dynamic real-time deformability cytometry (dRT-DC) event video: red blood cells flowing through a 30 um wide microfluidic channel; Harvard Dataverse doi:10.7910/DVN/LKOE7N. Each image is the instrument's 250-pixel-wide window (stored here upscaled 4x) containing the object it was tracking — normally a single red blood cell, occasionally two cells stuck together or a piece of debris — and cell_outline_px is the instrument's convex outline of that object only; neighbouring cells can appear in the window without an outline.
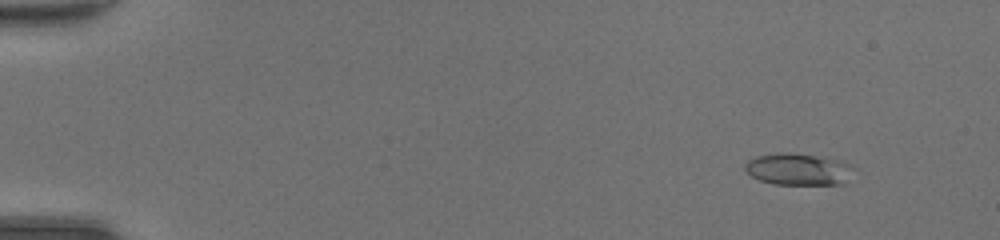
{"species": "common noctule bat (a hibernating species)", "species_latin": "Nyctalus noctula", "temperature_condition": "room temperature", "stored_images_in_passage": 48, "camera_frame_rate_fps": 3000, "um_per_image_px": 0.085, "animal": {"sex": "female", "body_mass_g": 20.0, "forearm_length_mm": 54.0}, "frame": {"image": 1, "passage_image": 5, "time_ms": 1.333, "image_size_px": [1000, 240], "cell_outline_px": [[856, 168], [844, 184], [772, 184], [760, 180], [752, 176], [744, 168], [744, 164], [748, 160], [756, 156], [780, 152], [788, 152], [844, 160], [852, 164]], "centroid_in_image_um": [67.9, 14.38], "position_along_channel_um": 17.1, "area_um2": 20.4}}
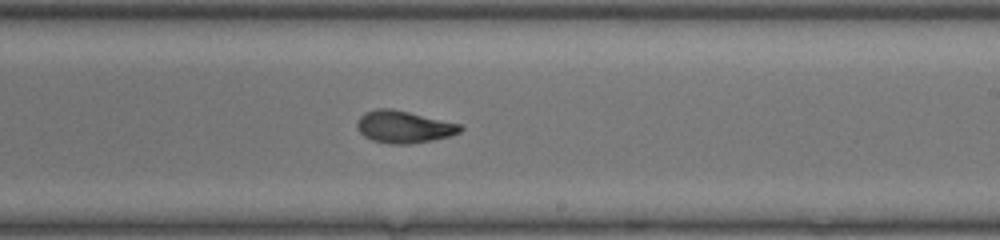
{"frame": {"image": 2, "passage_image": 30, "time_ms": 9.667, "image_size_px": [1000, 240], "cell_outline_px": [[464, 128], [460, 132], [452, 136], [432, 140], [408, 144], [392, 144], [372, 140], [364, 136], [356, 128], [356, 124], [360, 116], [364, 112], [376, 108], [392, 108], [460, 124]], "centroid_in_image_um": [34.31, 10.78], "position_along_channel_um": 254.7, "area_um2": 19.42}}
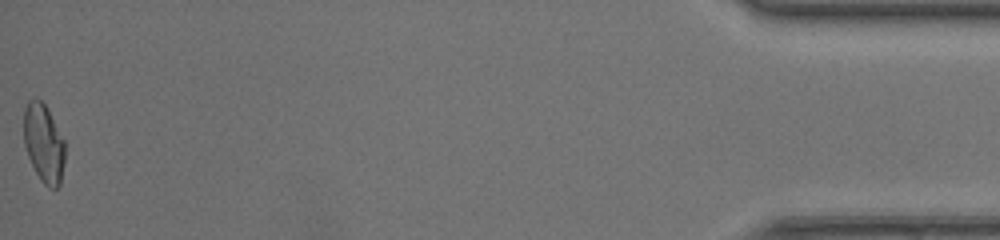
{"frame": {"image": 3, "passage_image": 48, "time_ms": 15.667, "image_size_px": [1000, 240], "cell_outline_px": [[64, 160], [60, 184], [56, 188], [48, 188], [40, 180], [28, 156], [24, 144], [24, 108], [28, 100], [36, 96], [44, 104], [64, 140]], "centroid_in_image_um": [3.7, 12.17], "position_along_channel_um": 431.5, "area_um2": 18.67}, "authors_computed_cell_mechanics": {"area_um2": 19.2763, "velocity_mm_per_s": 4.4453, "shape_relaxation_time_tau1_ms": 7.5526, "shape_relaxation_time_tau2_ms": 1.3727, "deformation_change_tau1": 0.2669, "deformation_change_tau2": 0.0748}}